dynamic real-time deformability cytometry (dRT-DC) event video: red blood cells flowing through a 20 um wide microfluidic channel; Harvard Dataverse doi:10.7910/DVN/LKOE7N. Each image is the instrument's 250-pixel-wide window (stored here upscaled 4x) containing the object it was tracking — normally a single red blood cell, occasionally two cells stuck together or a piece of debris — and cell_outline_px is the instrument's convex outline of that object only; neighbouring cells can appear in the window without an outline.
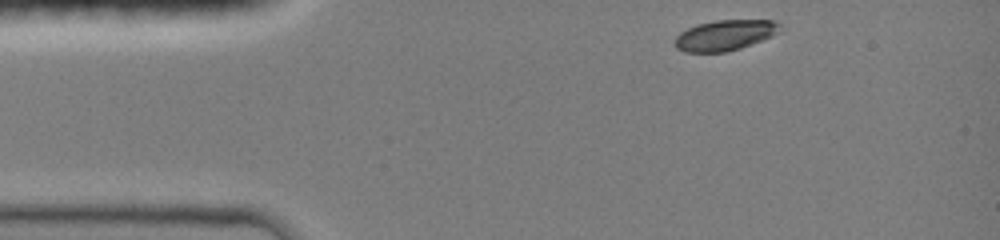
{"species": "common noctule bat (a hibernating species)", "species_latin": "Nyctalus noctula", "temperature_condition": "room temperature", "stored_images_in_passage": 23, "camera_frame_rate_fps": 3000, "um_per_image_px": 0.085, "animal": {"sex": "female", "body_mass_g": 19.0, "forearm_length_mm": 51.5}, "frame": {"image": 1, "passage_image": 1, "time_ms": 0.0, "image_size_px": [1000, 240], "cell_outline_px": [[780, 32], [772, 36], [740, 48], [724, 52], [684, 52], [676, 48], [672, 44], [676, 36], [680, 32], [696, 24], [716, 20], [776, 20], [780, 24]], "centroid_in_image_um": [61.59, 2.99], "position_along_channel_um": 23.4, "area_um2": 18.84}}
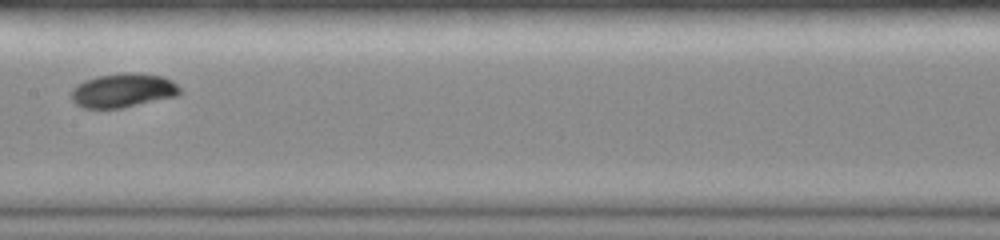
{"frame": {"image": 2, "passage_image": 10, "time_ms": 5.667, "image_size_px": [1000, 240], "cell_outline_px": [[180, 92], [176, 96], [120, 108], [84, 108], [76, 104], [72, 100], [72, 88], [76, 84], [84, 80], [96, 76], [124, 72], [132, 72], [160, 76], [172, 80], [180, 88]], "centroid_in_image_um": [10.42, 7.67], "position_along_channel_um": 197.0, "area_um2": 21.44}}
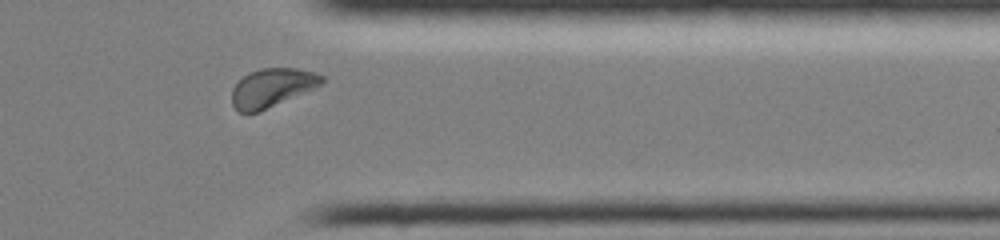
{"frame": {"image": 3, "passage_image": 20, "time_ms": 10.333, "image_size_px": [1000, 240], "cell_outline_px": [[324, 84], [260, 112], [240, 112], [232, 104], [232, 88], [248, 72], [260, 68], [296, 68], [316, 72], [324, 76]], "centroid_in_image_um": [23.15, 7.44], "position_along_channel_um": 388.2, "area_um2": 20.35}, "authors_computed_cell_mechanics": {"area_um2": 20.3456, "velocity_mm_per_s": 4.0992, "shape_relaxation_time_tau1_ms": 1.8274, "shape_relaxation_time_tau2_ms": null, "deformation_change_tau1": 0.0964, "deformation_change_tau2": null}}